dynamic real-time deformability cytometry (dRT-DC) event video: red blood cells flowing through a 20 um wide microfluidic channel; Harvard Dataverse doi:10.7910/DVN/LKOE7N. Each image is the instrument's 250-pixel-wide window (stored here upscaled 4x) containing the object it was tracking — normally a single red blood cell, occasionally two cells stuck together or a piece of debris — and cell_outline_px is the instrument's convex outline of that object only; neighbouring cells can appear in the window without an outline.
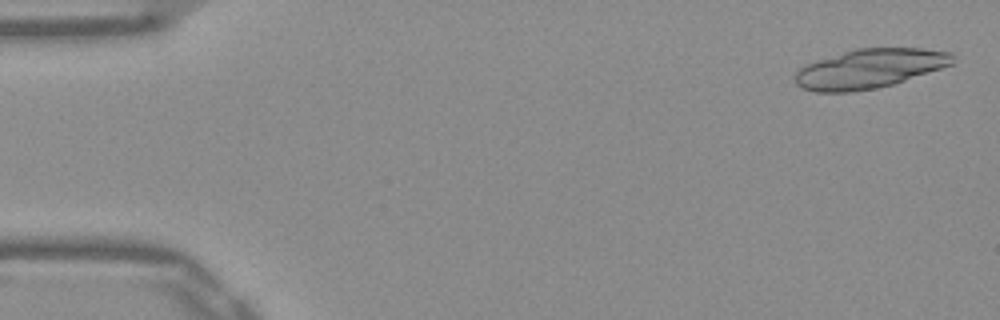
{"species": "Egyptian fruit bat (a non-hibernating species)", "species_latin": "Rousettus aegyptiacus", "temperature_condition": "warm", "stored_images_in_passage": 18, "camera_frame_rate_fps": 3000, "um_per_image_px": 0.085, "frame": {"image": 1, "passage_image": 2, "time_ms": 0.333, "image_size_px": [1000, 320], "cell_outline_px": [[952, 64], [892, 84], [876, 88], [852, 92], [816, 92], [804, 88], [796, 84], [796, 72], [804, 64], [816, 60], [856, 48], [924, 48], [952, 52]], "centroid_in_image_um": [73.88, 5.82], "position_along_channel_um": 11.1, "area_um2": 35.72}}